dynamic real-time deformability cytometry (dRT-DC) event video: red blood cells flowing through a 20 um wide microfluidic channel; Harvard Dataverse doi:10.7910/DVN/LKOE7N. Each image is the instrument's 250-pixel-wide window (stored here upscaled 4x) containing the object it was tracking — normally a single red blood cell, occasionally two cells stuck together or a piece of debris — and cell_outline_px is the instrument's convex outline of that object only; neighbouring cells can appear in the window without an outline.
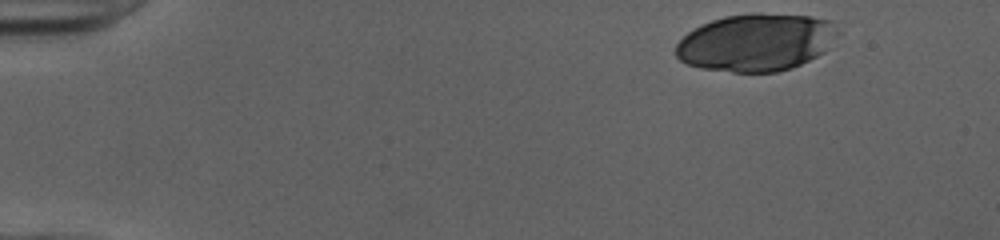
{"species": "human", "species_latin": "Homo sapiens", "temperature_condition": "cold", "stored_images_in_passage": 46, "camera_frame_rate_fps": 3000, "um_per_image_px": 0.085, "donor": {"sex": "female"}, "frame": {"image": 1, "passage_image": 1, "time_ms": 0.0, "image_size_px": [1000, 240], "cell_outline_px": [[840, 32], [824, 52], [792, 68], [776, 72], [732, 72], [700, 68], [684, 64], [676, 56], [676, 44], [688, 32], [712, 20], [724, 16], [752, 12], [760, 12], [812, 16], [836, 20]], "centroid_in_image_um": [64.32, 3.58], "position_along_channel_um": 20.7, "area_um2": 54.97}}
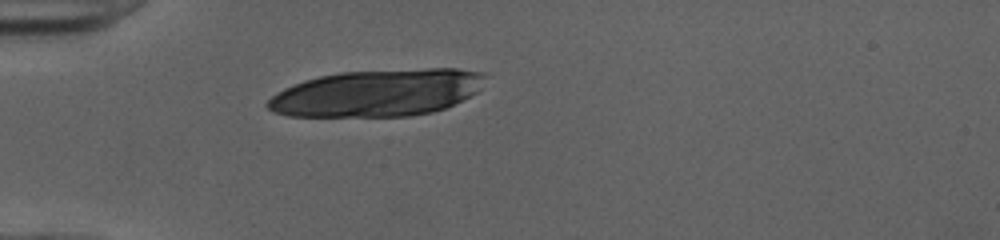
{"frame": {"image": 2, "passage_image": 11, "time_ms": 3.333, "image_size_px": [1000, 240], "cell_outline_px": [[484, 76], [476, 92], [444, 108], [432, 112], [412, 116], [288, 116], [272, 112], [264, 104], [276, 92], [284, 88], [304, 80], [320, 76], [340, 72], [428, 68], [456, 68], [484, 72]], "centroid_in_image_um": [32.01, 7.89], "position_along_channel_um": 53.0, "area_um2": 59.36}}